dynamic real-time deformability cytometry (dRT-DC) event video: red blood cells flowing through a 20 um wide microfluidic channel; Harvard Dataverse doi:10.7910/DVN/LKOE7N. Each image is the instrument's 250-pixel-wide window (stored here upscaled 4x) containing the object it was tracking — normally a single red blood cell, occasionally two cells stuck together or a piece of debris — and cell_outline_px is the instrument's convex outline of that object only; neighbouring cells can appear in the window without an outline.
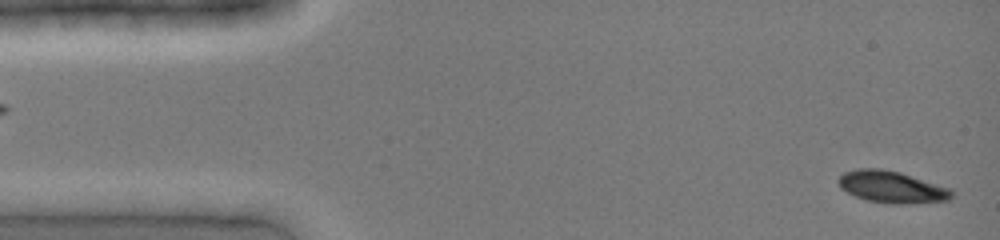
{"species": "common noctule bat (a hibernating species)", "species_latin": "Nyctalus noctula", "temperature_condition": "cold", "stored_images_in_passage": 30, "camera_frame_rate_fps": 3000, "um_per_image_px": 0.085, "animal": {"sex": "female", "body_mass_g": 19.0, "forearm_length_mm": 51.5}, "frame": {"image": 1, "passage_image": 1, "time_ms": 0.0, "image_size_px": [1000, 240], "cell_outline_px": [[952, 196], [948, 200], [900, 204], [896, 204], [868, 200], [856, 196], [840, 188], [836, 180], [844, 172], [856, 168], [880, 168], [900, 172], [952, 188]], "centroid_in_image_um": [75.78, 15.87], "position_along_channel_um": 9.2, "area_um2": 20.98}}
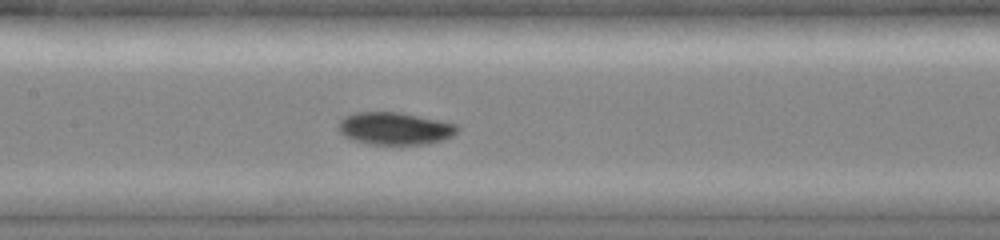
{"frame": {"image": 2, "passage_image": 19, "time_ms": 6.0, "image_size_px": [1000, 240], "cell_outline_px": [[460, 128], [452, 136], [444, 140], [424, 144], [368, 144], [344, 136], [336, 128], [340, 120], [344, 116], [356, 112], [400, 112], [460, 124]], "centroid_in_image_um": [33.58, 10.91], "position_along_channel_um": 173.8, "area_um2": 22.66}}
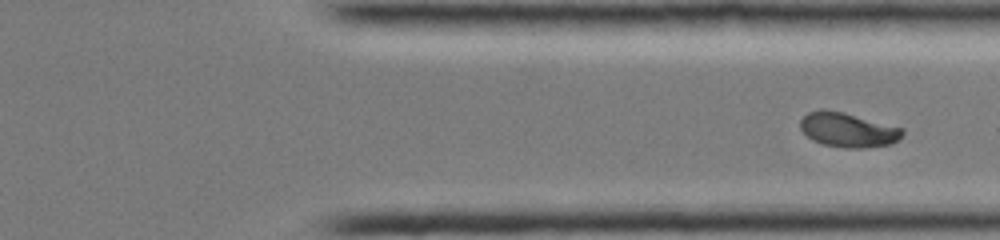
{"frame": {"image": 3, "passage_image": 30, "time_ms": 9.667, "image_size_px": [1000, 240], "cell_outline_px": [[904, 132], [900, 140], [888, 144], [864, 148], [844, 148], [824, 144], [812, 140], [800, 128], [800, 120], [808, 112], [844, 112], [904, 128]], "centroid_in_image_um": [72.13, 11.07], "position_along_channel_um": 339.3, "area_um2": 20.11}}